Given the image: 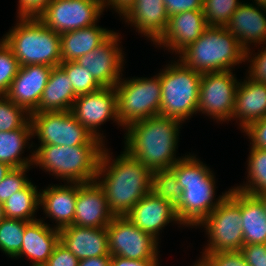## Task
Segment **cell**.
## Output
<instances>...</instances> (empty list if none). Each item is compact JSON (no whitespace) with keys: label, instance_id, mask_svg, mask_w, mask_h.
<instances>
[{"label":"cell","instance_id":"obj_1","mask_svg":"<svg viewBox=\"0 0 266 266\" xmlns=\"http://www.w3.org/2000/svg\"><path fill=\"white\" fill-rule=\"evenodd\" d=\"M110 155L105 146L95 181L103 189L113 215L124 216L151 192L152 171L125 149L115 159Z\"/></svg>","mask_w":266,"mask_h":266},{"label":"cell","instance_id":"obj_2","mask_svg":"<svg viewBox=\"0 0 266 266\" xmlns=\"http://www.w3.org/2000/svg\"><path fill=\"white\" fill-rule=\"evenodd\" d=\"M182 124L161 115L135 122L125 128L124 149L151 171L170 169L184 157H176Z\"/></svg>","mask_w":266,"mask_h":266},{"label":"cell","instance_id":"obj_3","mask_svg":"<svg viewBox=\"0 0 266 266\" xmlns=\"http://www.w3.org/2000/svg\"><path fill=\"white\" fill-rule=\"evenodd\" d=\"M195 155V156H194ZM183 188L182 198L175 206L176 216L184 227L200 223L224 200L229 190L215 199V174L196 154L185 155L170 168Z\"/></svg>","mask_w":266,"mask_h":266},{"label":"cell","instance_id":"obj_4","mask_svg":"<svg viewBox=\"0 0 266 266\" xmlns=\"http://www.w3.org/2000/svg\"><path fill=\"white\" fill-rule=\"evenodd\" d=\"M246 50L225 27L209 26L177 57L186 66L201 74L233 71L234 66L245 62Z\"/></svg>","mask_w":266,"mask_h":266},{"label":"cell","instance_id":"obj_5","mask_svg":"<svg viewBox=\"0 0 266 266\" xmlns=\"http://www.w3.org/2000/svg\"><path fill=\"white\" fill-rule=\"evenodd\" d=\"M14 25L2 40L20 66L57 67L62 63L59 33L49 29L37 16H19Z\"/></svg>","mask_w":266,"mask_h":266},{"label":"cell","instance_id":"obj_6","mask_svg":"<svg viewBox=\"0 0 266 266\" xmlns=\"http://www.w3.org/2000/svg\"><path fill=\"white\" fill-rule=\"evenodd\" d=\"M104 148L105 145H40L33 150V166L66 183H90L96 180Z\"/></svg>","mask_w":266,"mask_h":266},{"label":"cell","instance_id":"obj_7","mask_svg":"<svg viewBox=\"0 0 266 266\" xmlns=\"http://www.w3.org/2000/svg\"><path fill=\"white\" fill-rule=\"evenodd\" d=\"M161 82L160 115L182 123L198 113L202 74L186 67L179 59L159 72Z\"/></svg>","mask_w":266,"mask_h":266},{"label":"cell","instance_id":"obj_8","mask_svg":"<svg viewBox=\"0 0 266 266\" xmlns=\"http://www.w3.org/2000/svg\"><path fill=\"white\" fill-rule=\"evenodd\" d=\"M122 78L115 85L118 119L122 129L160 115L162 90L159 73L151 78Z\"/></svg>","mask_w":266,"mask_h":266},{"label":"cell","instance_id":"obj_9","mask_svg":"<svg viewBox=\"0 0 266 266\" xmlns=\"http://www.w3.org/2000/svg\"><path fill=\"white\" fill-rule=\"evenodd\" d=\"M240 213V190L232 187L224 200L200 223L208 235L201 253L241 250L244 245Z\"/></svg>","mask_w":266,"mask_h":266},{"label":"cell","instance_id":"obj_10","mask_svg":"<svg viewBox=\"0 0 266 266\" xmlns=\"http://www.w3.org/2000/svg\"><path fill=\"white\" fill-rule=\"evenodd\" d=\"M30 121L32 136H37L39 145H106L82 126L71 111L32 113Z\"/></svg>","mask_w":266,"mask_h":266},{"label":"cell","instance_id":"obj_11","mask_svg":"<svg viewBox=\"0 0 266 266\" xmlns=\"http://www.w3.org/2000/svg\"><path fill=\"white\" fill-rule=\"evenodd\" d=\"M104 9L103 0H52L37 17L63 34L97 24Z\"/></svg>","mask_w":266,"mask_h":266},{"label":"cell","instance_id":"obj_12","mask_svg":"<svg viewBox=\"0 0 266 266\" xmlns=\"http://www.w3.org/2000/svg\"><path fill=\"white\" fill-rule=\"evenodd\" d=\"M232 71L203 73L198 96V113L216 122L231 121L239 81Z\"/></svg>","mask_w":266,"mask_h":266},{"label":"cell","instance_id":"obj_13","mask_svg":"<svg viewBox=\"0 0 266 266\" xmlns=\"http://www.w3.org/2000/svg\"><path fill=\"white\" fill-rule=\"evenodd\" d=\"M109 253L134 260L159 259L158 240L125 216H114L106 227Z\"/></svg>","mask_w":266,"mask_h":266},{"label":"cell","instance_id":"obj_14","mask_svg":"<svg viewBox=\"0 0 266 266\" xmlns=\"http://www.w3.org/2000/svg\"><path fill=\"white\" fill-rule=\"evenodd\" d=\"M70 111L82 126L104 143L105 136L99 132L100 126L110 120L121 126L115 87H103L96 92L77 96Z\"/></svg>","mask_w":266,"mask_h":266},{"label":"cell","instance_id":"obj_15","mask_svg":"<svg viewBox=\"0 0 266 266\" xmlns=\"http://www.w3.org/2000/svg\"><path fill=\"white\" fill-rule=\"evenodd\" d=\"M118 34L114 31L100 46L75 61L86 68L102 87H115L123 76L125 56L119 46L122 37Z\"/></svg>","mask_w":266,"mask_h":266},{"label":"cell","instance_id":"obj_16","mask_svg":"<svg viewBox=\"0 0 266 266\" xmlns=\"http://www.w3.org/2000/svg\"><path fill=\"white\" fill-rule=\"evenodd\" d=\"M52 68L47 65L20 66L5 96L32 114L38 108Z\"/></svg>","mask_w":266,"mask_h":266},{"label":"cell","instance_id":"obj_17","mask_svg":"<svg viewBox=\"0 0 266 266\" xmlns=\"http://www.w3.org/2000/svg\"><path fill=\"white\" fill-rule=\"evenodd\" d=\"M208 27L203 10L181 12L169 17L164 34L154 45L176 55L196 41Z\"/></svg>","mask_w":266,"mask_h":266},{"label":"cell","instance_id":"obj_18","mask_svg":"<svg viewBox=\"0 0 266 266\" xmlns=\"http://www.w3.org/2000/svg\"><path fill=\"white\" fill-rule=\"evenodd\" d=\"M124 216L158 241L160 232L169 223L176 222L177 225H181L175 207L170 202L156 197L152 192L141 198Z\"/></svg>","mask_w":266,"mask_h":266},{"label":"cell","instance_id":"obj_19","mask_svg":"<svg viewBox=\"0 0 266 266\" xmlns=\"http://www.w3.org/2000/svg\"><path fill=\"white\" fill-rule=\"evenodd\" d=\"M114 218L103 189L96 181L83 183L77 192L72 225L106 228Z\"/></svg>","mask_w":266,"mask_h":266},{"label":"cell","instance_id":"obj_20","mask_svg":"<svg viewBox=\"0 0 266 266\" xmlns=\"http://www.w3.org/2000/svg\"><path fill=\"white\" fill-rule=\"evenodd\" d=\"M225 28L239 40L245 50L250 49L252 43L256 48L258 44L265 45L266 8L253 3H241Z\"/></svg>","mask_w":266,"mask_h":266},{"label":"cell","instance_id":"obj_21","mask_svg":"<svg viewBox=\"0 0 266 266\" xmlns=\"http://www.w3.org/2000/svg\"><path fill=\"white\" fill-rule=\"evenodd\" d=\"M53 184L40 191V208L45 218H51L54 228L60 230L73 224L77 192L81 183Z\"/></svg>","mask_w":266,"mask_h":266},{"label":"cell","instance_id":"obj_22","mask_svg":"<svg viewBox=\"0 0 266 266\" xmlns=\"http://www.w3.org/2000/svg\"><path fill=\"white\" fill-rule=\"evenodd\" d=\"M59 241L79 260L111 256L106 228L69 225L59 230Z\"/></svg>","mask_w":266,"mask_h":266},{"label":"cell","instance_id":"obj_23","mask_svg":"<svg viewBox=\"0 0 266 266\" xmlns=\"http://www.w3.org/2000/svg\"><path fill=\"white\" fill-rule=\"evenodd\" d=\"M121 19L155 44L164 34L169 16L163 0H136Z\"/></svg>","mask_w":266,"mask_h":266},{"label":"cell","instance_id":"obj_24","mask_svg":"<svg viewBox=\"0 0 266 266\" xmlns=\"http://www.w3.org/2000/svg\"><path fill=\"white\" fill-rule=\"evenodd\" d=\"M266 117V84L256 82L245 76L239 82L235 106L231 119L239 121V129Z\"/></svg>","mask_w":266,"mask_h":266},{"label":"cell","instance_id":"obj_25","mask_svg":"<svg viewBox=\"0 0 266 266\" xmlns=\"http://www.w3.org/2000/svg\"><path fill=\"white\" fill-rule=\"evenodd\" d=\"M59 243V230L44 219L28 222L25 226L21 250L13 258L26 257L33 264H46Z\"/></svg>","mask_w":266,"mask_h":266},{"label":"cell","instance_id":"obj_26","mask_svg":"<svg viewBox=\"0 0 266 266\" xmlns=\"http://www.w3.org/2000/svg\"><path fill=\"white\" fill-rule=\"evenodd\" d=\"M113 32L94 24L60 34L62 62L76 61L100 46Z\"/></svg>","mask_w":266,"mask_h":266},{"label":"cell","instance_id":"obj_27","mask_svg":"<svg viewBox=\"0 0 266 266\" xmlns=\"http://www.w3.org/2000/svg\"><path fill=\"white\" fill-rule=\"evenodd\" d=\"M76 98L71 79L60 66L53 67L38 108L33 113L70 111Z\"/></svg>","mask_w":266,"mask_h":266},{"label":"cell","instance_id":"obj_28","mask_svg":"<svg viewBox=\"0 0 266 266\" xmlns=\"http://www.w3.org/2000/svg\"><path fill=\"white\" fill-rule=\"evenodd\" d=\"M32 138L30 120L22 128L6 132L0 131V162L8 164L12 168L33 167L34 152L32 150H30L32 155L23 158L21 156L26 147L28 149L36 147V145L33 146V142L32 144L28 142Z\"/></svg>","mask_w":266,"mask_h":266},{"label":"cell","instance_id":"obj_29","mask_svg":"<svg viewBox=\"0 0 266 266\" xmlns=\"http://www.w3.org/2000/svg\"><path fill=\"white\" fill-rule=\"evenodd\" d=\"M240 213L244 245L266 244V215L261 202L240 191Z\"/></svg>","mask_w":266,"mask_h":266},{"label":"cell","instance_id":"obj_30","mask_svg":"<svg viewBox=\"0 0 266 266\" xmlns=\"http://www.w3.org/2000/svg\"><path fill=\"white\" fill-rule=\"evenodd\" d=\"M39 206L40 192L31 181L3 203L6 218L21 219L27 222L38 220L34 215L39 210Z\"/></svg>","mask_w":266,"mask_h":266},{"label":"cell","instance_id":"obj_31","mask_svg":"<svg viewBox=\"0 0 266 266\" xmlns=\"http://www.w3.org/2000/svg\"><path fill=\"white\" fill-rule=\"evenodd\" d=\"M246 183L234 187L249 195L266 194V150L250 148Z\"/></svg>","mask_w":266,"mask_h":266},{"label":"cell","instance_id":"obj_32","mask_svg":"<svg viewBox=\"0 0 266 266\" xmlns=\"http://www.w3.org/2000/svg\"><path fill=\"white\" fill-rule=\"evenodd\" d=\"M151 192L175 207L182 198L183 188L171 169H162L152 171Z\"/></svg>","mask_w":266,"mask_h":266},{"label":"cell","instance_id":"obj_33","mask_svg":"<svg viewBox=\"0 0 266 266\" xmlns=\"http://www.w3.org/2000/svg\"><path fill=\"white\" fill-rule=\"evenodd\" d=\"M27 223L13 218H5L0 223V250L9 258L13 259L21 250Z\"/></svg>","mask_w":266,"mask_h":266},{"label":"cell","instance_id":"obj_34","mask_svg":"<svg viewBox=\"0 0 266 266\" xmlns=\"http://www.w3.org/2000/svg\"><path fill=\"white\" fill-rule=\"evenodd\" d=\"M71 79L76 96L96 92L103 88L93 75L75 61L62 62L59 65Z\"/></svg>","mask_w":266,"mask_h":266},{"label":"cell","instance_id":"obj_35","mask_svg":"<svg viewBox=\"0 0 266 266\" xmlns=\"http://www.w3.org/2000/svg\"><path fill=\"white\" fill-rule=\"evenodd\" d=\"M241 3L239 0H203V14L207 24L225 27Z\"/></svg>","mask_w":266,"mask_h":266},{"label":"cell","instance_id":"obj_36","mask_svg":"<svg viewBox=\"0 0 266 266\" xmlns=\"http://www.w3.org/2000/svg\"><path fill=\"white\" fill-rule=\"evenodd\" d=\"M30 120V114L5 95H0V131L22 128Z\"/></svg>","mask_w":266,"mask_h":266},{"label":"cell","instance_id":"obj_37","mask_svg":"<svg viewBox=\"0 0 266 266\" xmlns=\"http://www.w3.org/2000/svg\"><path fill=\"white\" fill-rule=\"evenodd\" d=\"M0 95H5L18 74L20 64L12 50L0 39Z\"/></svg>","mask_w":266,"mask_h":266},{"label":"cell","instance_id":"obj_38","mask_svg":"<svg viewBox=\"0 0 266 266\" xmlns=\"http://www.w3.org/2000/svg\"><path fill=\"white\" fill-rule=\"evenodd\" d=\"M30 166L12 168L0 182V203H4L14 193L22 190L31 180L26 176Z\"/></svg>","mask_w":266,"mask_h":266},{"label":"cell","instance_id":"obj_39","mask_svg":"<svg viewBox=\"0 0 266 266\" xmlns=\"http://www.w3.org/2000/svg\"><path fill=\"white\" fill-rule=\"evenodd\" d=\"M198 261L203 266H249L240 250L202 253Z\"/></svg>","mask_w":266,"mask_h":266},{"label":"cell","instance_id":"obj_40","mask_svg":"<svg viewBox=\"0 0 266 266\" xmlns=\"http://www.w3.org/2000/svg\"><path fill=\"white\" fill-rule=\"evenodd\" d=\"M261 47V50H258L257 53L251 51L252 48L246 50L245 61H250L246 76L253 81L266 84V44L265 47L264 45Z\"/></svg>","mask_w":266,"mask_h":266},{"label":"cell","instance_id":"obj_41","mask_svg":"<svg viewBox=\"0 0 266 266\" xmlns=\"http://www.w3.org/2000/svg\"><path fill=\"white\" fill-rule=\"evenodd\" d=\"M242 132L251 140L250 148L266 150V117L250 123Z\"/></svg>","mask_w":266,"mask_h":266},{"label":"cell","instance_id":"obj_42","mask_svg":"<svg viewBox=\"0 0 266 266\" xmlns=\"http://www.w3.org/2000/svg\"><path fill=\"white\" fill-rule=\"evenodd\" d=\"M78 264L79 259L60 241L54 247V250L46 263L47 266H78Z\"/></svg>","mask_w":266,"mask_h":266},{"label":"cell","instance_id":"obj_43","mask_svg":"<svg viewBox=\"0 0 266 266\" xmlns=\"http://www.w3.org/2000/svg\"><path fill=\"white\" fill-rule=\"evenodd\" d=\"M240 251L249 266H266V244L243 245Z\"/></svg>","mask_w":266,"mask_h":266},{"label":"cell","instance_id":"obj_44","mask_svg":"<svg viewBox=\"0 0 266 266\" xmlns=\"http://www.w3.org/2000/svg\"><path fill=\"white\" fill-rule=\"evenodd\" d=\"M168 16L189 10H203V0H163Z\"/></svg>","mask_w":266,"mask_h":266},{"label":"cell","instance_id":"obj_45","mask_svg":"<svg viewBox=\"0 0 266 266\" xmlns=\"http://www.w3.org/2000/svg\"><path fill=\"white\" fill-rule=\"evenodd\" d=\"M52 0H18L19 16H38Z\"/></svg>","mask_w":266,"mask_h":266},{"label":"cell","instance_id":"obj_46","mask_svg":"<svg viewBox=\"0 0 266 266\" xmlns=\"http://www.w3.org/2000/svg\"><path fill=\"white\" fill-rule=\"evenodd\" d=\"M158 259L150 260H134L123 258L120 256H111L110 265L111 266H160Z\"/></svg>","mask_w":266,"mask_h":266},{"label":"cell","instance_id":"obj_47","mask_svg":"<svg viewBox=\"0 0 266 266\" xmlns=\"http://www.w3.org/2000/svg\"><path fill=\"white\" fill-rule=\"evenodd\" d=\"M135 1L136 0H103V5L104 8H109L111 6V9L117 12L121 17L129 10Z\"/></svg>","mask_w":266,"mask_h":266},{"label":"cell","instance_id":"obj_48","mask_svg":"<svg viewBox=\"0 0 266 266\" xmlns=\"http://www.w3.org/2000/svg\"><path fill=\"white\" fill-rule=\"evenodd\" d=\"M111 256L90 257L79 260L78 266H111Z\"/></svg>","mask_w":266,"mask_h":266},{"label":"cell","instance_id":"obj_49","mask_svg":"<svg viewBox=\"0 0 266 266\" xmlns=\"http://www.w3.org/2000/svg\"><path fill=\"white\" fill-rule=\"evenodd\" d=\"M11 169L12 167L8 164L0 162V182L11 171Z\"/></svg>","mask_w":266,"mask_h":266},{"label":"cell","instance_id":"obj_50","mask_svg":"<svg viewBox=\"0 0 266 266\" xmlns=\"http://www.w3.org/2000/svg\"><path fill=\"white\" fill-rule=\"evenodd\" d=\"M260 202L261 205L263 206L264 213L266 215V194H261V195H254Z\"/></svg>","mask_w":266,"mask_h":266},{"label":"cell","instance_id":"obj_51","mask_svg":"<svg viewBox=\"0 0 266 266\" xmlns=\"http://www.w3.org/2000/svg\"><path fill=\"white\" fill-rule=\"evenodd\" d=\"M5 213H4V209H3V204L0 203V223L5 219Z\"/></svg>","mask_w":266,"mask_h":266},{"label":"cell","instance_id":"obj_52","mask_svg":"<svg viewBox=\"0 0 266 266\" xmlns=\"http://www.w3.org/2000/svg\"><path fill=\"white\" fill-rule=\"evenodd\" d=\"M255 5H259L261 7L266 8V0H254Z\"/></svg>","mask_w":266,"mask_h":266},{"label":"cell","instance_id":"obj_53","mask_svg":"<svg viewBox=\"0 0 266 266\" xmlns=\"http://www.w3.org/2000/svg\"><path fill=\"white\" fill-rule=\"evenodd\" d=\"M193 266H203V265L197 260V263L195 262V263L193 264Z\"/></svg>","mask_w":266,"mask_h":266},{"label":"cell","instance_id":"obj_54","mask_svg":"<svg viewBox=\"0 0 266 266\" xmlns=\"http://www.w3.org/2000/svg\"><path fill=\"white\" fill-rule=\"evenodd\" d=\"M31 266H47L46 264H33Z\"/></svg>","mask_w":266,"mask_h":266}]
</instances>
